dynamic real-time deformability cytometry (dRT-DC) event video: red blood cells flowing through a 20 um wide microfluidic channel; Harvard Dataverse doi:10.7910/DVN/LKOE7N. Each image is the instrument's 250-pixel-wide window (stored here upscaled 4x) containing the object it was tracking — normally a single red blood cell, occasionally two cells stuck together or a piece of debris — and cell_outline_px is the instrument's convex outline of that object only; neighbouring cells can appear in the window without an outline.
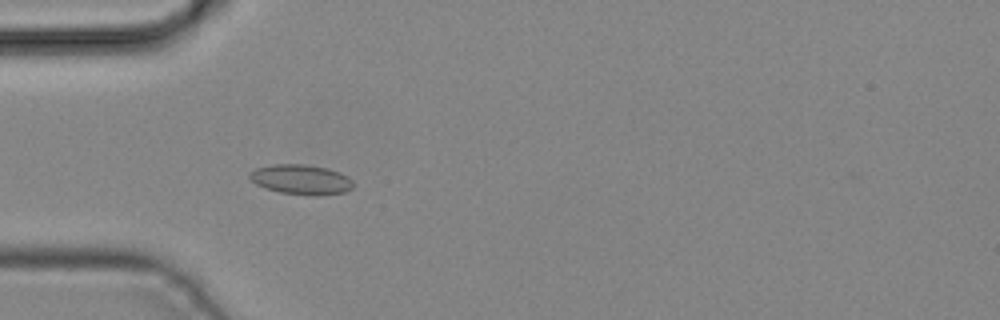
{"species": "common noctule bat (a hibernating species)", "species_latin": "Nyctalus noctula", "temperature_condition": "cold", "stored_images_in_passage": 3, "camera_frame_rate_fps": 3000, "um_per_image_px": 0.085, "animal": {"sex": "male", "body_mass_g": 19.2, "forearm_length_mm": 51.8}, "frame": {"image": 1, "passage_image": 3, "time_ms": 0.667, "image_size_px": [1000, 320], "cell_outline_px": [[352, 188], [344, 192], [316, 196], [280, 192], [264, 188], [256, 184], [248, 176], [256, 168], [272, 164], [300, 164], [328, 168], [340, 172], [348, 176], [352, 180]], "centroid_in_image_um": [25.6, 15.26], "position_along_channel_um": 59.4, "area_um2": 17.98}}